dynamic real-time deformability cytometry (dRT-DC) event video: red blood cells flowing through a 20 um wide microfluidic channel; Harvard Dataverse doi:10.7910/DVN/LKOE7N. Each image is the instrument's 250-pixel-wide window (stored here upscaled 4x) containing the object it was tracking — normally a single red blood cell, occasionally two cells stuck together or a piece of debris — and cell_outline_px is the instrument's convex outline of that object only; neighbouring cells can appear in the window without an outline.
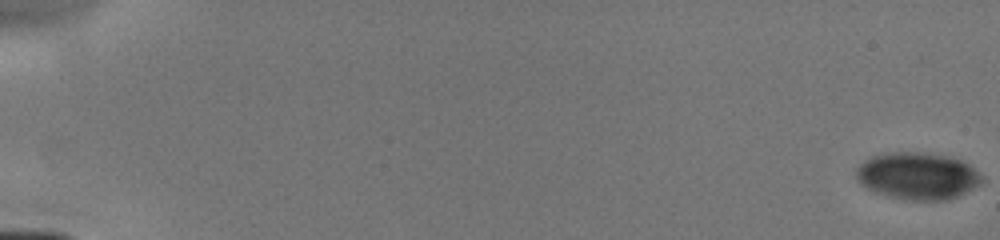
{"species": "human", "species_latin": "Homo sapiens", "temperature_condition": "cold", "stored_images_in_passage": 41, "camera_frame_rate_fps": 3000, "um_per_image_px": 0.085, "donor": {"sex": "male"}, "frame": {"image": 1, "passage_image": 1, "time_ms": 0.0, "image_size_px": [1000, 240], "cell_outline_px": [[984, 180], [980, 184], [956, 196], [944, 200], [904, 200], [872, 192], [860, 184], [856, 176], [856, 168], [860, 164], [872, 156], [892, 152], [916, 152], [948, 156], [960, 160], [968, 164]], "centroid_in_image_um": [77.94, 14.96], "position_along_channel_um": 7.1, "area_um2": 34.16}}
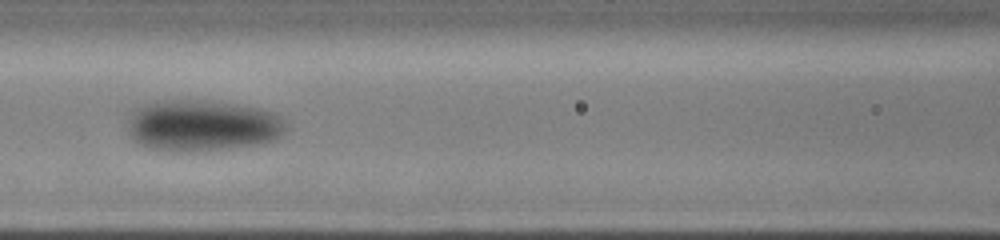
{"frame": {"image": 2, "passage_image": 23, "time_ms": 8.0, "image_size_px": [1000, 240], "cell_outline_px": [[288, 128], [280, 136], [264, 144], [224, 148], [180, 152], [172, 152], [152, 148], [140, 144], [132, 136], [128, 120], [132, 112], [140, 104], [152, 100], [200, 100], [232, 104], [256, 108], [280, 116], [284, 120]], "centroid_in_image_um": [17.18, 10.66], "position_along_channel_um": 149.4, "area_um2": 47.11}}
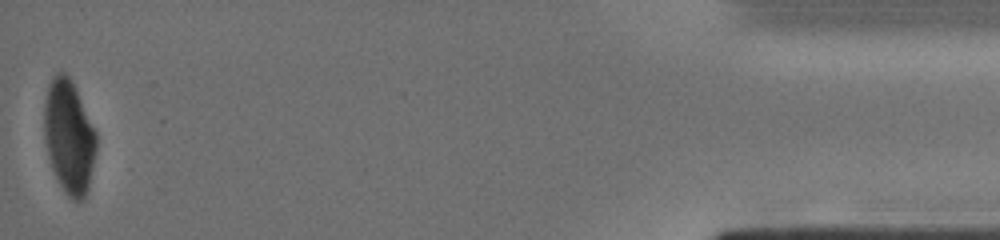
{"frame": {"image": 3, "passage_image": 41, "time_ms": 16.333, "image_size_px": [1000, 240], "cell_outline_px": [[96, 148], [88, 188], [84, 200], [72, 200], [68, 196], [60, 184], [52, 168], [48, 156], [44, 140], [44, 104], [48, 84], [52, 76], [56, 72], [64, 72], [68, 76], [96, 132]], "centroid_in_image_um": [5.84, 11.63], "position_along_channel_um": 429.4, "area_um2": 33.99}}